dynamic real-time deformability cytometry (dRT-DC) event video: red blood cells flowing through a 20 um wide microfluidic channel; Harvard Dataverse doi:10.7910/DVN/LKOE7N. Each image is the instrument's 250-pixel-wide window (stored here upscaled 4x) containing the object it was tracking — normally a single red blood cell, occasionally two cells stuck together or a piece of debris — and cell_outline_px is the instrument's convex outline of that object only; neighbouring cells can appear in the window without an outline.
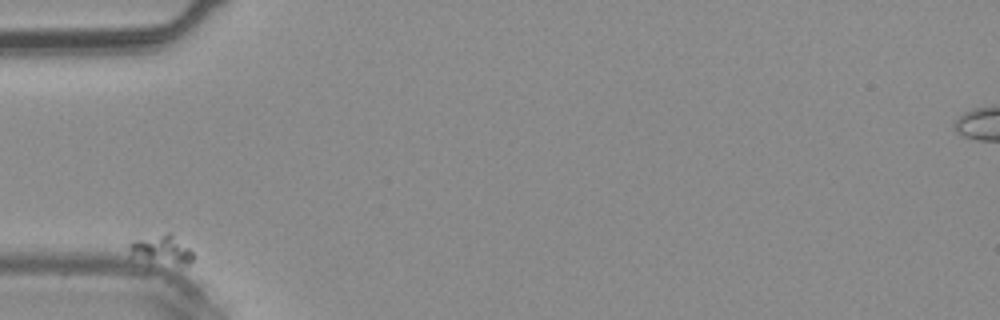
{"species": "common noctule bat (a hibernating species)", "species_latin": "Nyctalus noctula", "temperature_condition": "warm", "stored_images_in_passage": 32, "camera_frame_rate_fps": 3000, "um_per_image_px": 0.085, "animal": {"sex": "male", "body_mass_g": 20.4}, "frame": {"image": 1, "passage_image": 1, "time_ms": 0.0, "image_size_px": [1000, 320], "cell_outline_px": [[192, 260], [184, 268], [132, 256], [128, 248], [128, 244], [136, 240], [168, 232], [172, 232], [192, 252]], "centroid_in_image_um": [13.78, 21.24], "position_along_channel_um": 71.2, "area_um2": 10.75}}